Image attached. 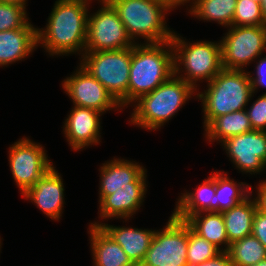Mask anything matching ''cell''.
<instances>
[{"instance_id":"cell-1","label":"cell","mask_w":266,"mask_h":266,"mask_svg":"<svg viewBox=\"0 0 266 266\" xmlns=\"http://www.w3.org/2000/svg\"><path fill=\"white\" fill-rule=\"evenodd\" d=\"M92 1L56 0L45 27H37V47H42L49 56H82Z\"/></svg>"},{"instance_id":"cell-2","label":"cell","mask_w":266,"mask_h":266,"mask_svg":"<svg viewBox=\"0 0 266 266\" xmlns=\"http://www.w3.org/2000/svg\"><path fill=\"white\" fill-rule=\"evenodd\" d=\"M197 91L173 74L154 91L142 95L131 108L129 123L148 131H157L191 99Z\"/></svg>"},{"instance_id":"cell-3","label":"cell","mask_w":266,"mask_h":266,"mask_svg":"<svg viewBox=\"0 0 266 266\" xmlns=\"http://www.w3.org/2000/svg\"><path fill=\"white\" fill-rule=\"evenodd\" d=\"M173 74L174 51L171 40L160 43H137L132 46L128 106L142 95L154 91Z\"/></svg>"},{"instance_id":"cell-4","label":"cell","mask_w":266,"mask_h":266,"mask_svg":"<svg viewBox=\"0 0 266 266\" xmlns=\"http://www.w3.org/2000/svg\"><path fill=\"white\" fill-rule=\"evenodd\" d=\"M204 87L196 96L202 105L204 129L216 117L244 110L255 94L247 70L222 69Z\"/></svg>"},{"instance_id":"cell-5","label":"cell","mask_w":266,"mask_h":266,"mask_svg":"<svg viewBox=\"0 0 266 266\" xmlns=\"http://www.w3.org/2000/svg\"><path fill=\"white\" fill-rule=\"evenodd\" d=\"M171 43L174 51V74L196 91L201 87L199 83L210 82L223 69L220 40L189 42L174 31Z\"/></svg>"},{"instance_id":"cell-6","label":"cell","mask_w":266,"mask_h":266,"mask_svg":"<svg viewBox=\"0 0 266 266\" xmlns=\"http://www.w3.org/2000/svg\"><path fill=\"white\" fill-rule=\"evenodd\" d=\"M117 11L135 44L170 41L174 30L167 25L170 10L153 0H107ZM172 29V30H171ZM138 40V41H137Z\"/></svg>"},{"instance_id":"cell-7","label":"cell","mask_w":266,"mask_h":266,"mask_svg":"<svg viewBox=\"0 0 266 266\" xmlns=\"http://www.w3.org/2000/svg\"><path fill=\"white\" fill-rule=\"evenodd\" d=\"M80 64L97 79L124 109L128 108V84L132 47L118 50L84 52Z\"/></svg>"},{"instance_id":"cell-8","label":"cell","mask_w":266,"mask_h":266,"mask_svg":"<svg viewBox=\"0 0 266 266\" xmlns=\"http://www.w3.org/2000/svg\"><path fill=\"white\" fill-rule=\"evenodd\" d=\"M227 29L220 39L223 69L246 71L266 51V25Z\"/></svg>"},{"instance_id":"cell-9","label":"cell","mask_w":266,"mask_h":266,"mask_svg":"<svg viewBox=\"0 0 266 266\" xmlns=\"http://www.w3.org/2000/svg\"><path fill=\"white\" fill-rule=\"evenodd\" d=\"M188 223L173 213L163 229L156 230L140 266H188Z\"/></svg>"},{"instance_id":"cell-10","label":"cell","mask_w":266,"mask_h":266,"mask_svg":"<svg viewBox=\"0 0 266 266\" xmlns=\"http://www.w3.org/2000/svg\"><path fill=\"white\" fill-rule=\"evenodd\" d=\"M101 7L88 13L87 41L84 52L130 48L135 45L117 11L107 0H96Z\"/></svg>"},{"instance_id":"cell-11","label":"cell","mask_w":266,"mask_h":266,"mask_svg":"<svg viewBox=\"0 0 266 266\" xmlns=\"http://www.w3.org/2000/svg\"><path fill=\"white\" fill-rule=\"evenodd\" d=\"M44 147L26 136L8 147L10 171L21 196L54 165Z\"/></svg>"},{"instance_id":"cell-12","label":"cell","mask_w":266,"mask_h":266,"mask_svg":"<svg viewBox=\"0 0 266 266\" xmlns=\"http://www.w3.org/2000/svg\"><path fill=\"white\" fill-rule=\"evenodd\" d=\"M61 82L62 90L73 102V106L92 108L103 114L108 111L110 113V110H123L107 89L80 64Z\"/></svg>"},{"instance_id":"cell-13","label":"cell","mask_w":266,"mask_h":266,"mask_svg":"<svg viewBox=\"0 0 266 266\" xmlns=\"http://www.w3.org/2000/svg\"><path fill=\"white\" fill-rule=\"evenodd\" d=\"M220 146L239 173H266V131L242 133L227 139Z\"/></svg>"},{"instance_id":"cell-14","label":"cell","mask_w":266,"mask_h":266,"mask_svg":"<svg viewBox=\"0 0 266 266\" xmlns=\"http://www.w3.org/2000/svg\"><path fill=\"white\" fill-rule=\"evenodd\" d=\"M101 165L98 202L121 187H148L147 169L139 162L114 157Z\"/></svg>"},{"instance_id":"cell-15","label":"cell","mask_w":266,"mask_h":266,"mask_svg":"<svg viewBox=\"0 0 266 266\" xmlns=\"http://www.w3.org/2000/svg\"><path fill=\"white\" fill-rule=\"evenodd\" d=\"M103 113L86 107L73 106L63 122V134L70 149L81 151L101 142Z\"/></svg>"},{"instance_id":"cell-16","label":"cell","mask_w":266,"mask_h":266,"mask_svg":"<svg viewBox=\"0 0 266 266\" xmlns=\"http://www.w3.org/2000/svg\"><path fill=\"white\" fill-rule=\"evenodd\" d=\"M64 184L61 173L53 165L22 197L34 203L49 219L59 221L64 212Z\"/></svg>"},{"instance_id":"cell-17","label":"cell","mask_w":266,"mask_h":266,"mask_svg":"<svg viewBox=\"0 0 266 266\" xmlns=\"http://www.w3.org/2000/svg\"><path fill=\"white\" fill-rule=\"evenodd\" d=\"M147 187H121L112 195L105 196L98 204V218L131 220L145 202ZM105 219V220H103ZM109 219V220H108Z\"/></svg>"},{"instance_id":"cell-18","label":"cell","mask_w":266,"mask_h":266,"mask_svg":"<svg viewBox=\"0 0 266 266\" xmlns=\"http://www.w3.org/2000/svg\"><path fill=\"white\" fill-rule=\"evenodd\" d=\"M31 23L19 29L0 31V68L25 60L38 48L37 27Z\"/></svg>"},{"instance_id":"cell-19","label":"cell","mask_w":266,"mask_h":266,"mask_svg":"<svg viewBox=\"0 0 266 266\" xmlns=\"http://www.w3.org/2000/svg\"><path fill=\"white\" fill-rule=\"evenodd\" d=\"M91 225L100 226L116 243H118L131 261L140 266L154 236L155 229H143L126 226H116L102 221L90 222Z\"/></svg>"},{"instance_id":"cell-20","label":"cell","mask_w":266,"mask_h":266,"mask_svg":"<svg viewBox=\"0 0 266 266\" xmlns=\"http://www.w3.org/2000/svg\"><path fill=\"white\" fill-rule=\"evenodd\" d=\"M192 191H183L175 203L172 213L181 220L199 212L215 211V171Z\"/></svg>"},{"instance_id":"cell-21","label":"cell","mask_w":266,"mask_h":266,"mask_svg":"<svg viewBox=\"0 0 266 266\" xmlns=\"http://www.w3.org/2000/svg\"><path fill=\"white\" fill-rule=\"evenodd\" d=\"M88 225L92 266H136L122 247L100 226Z\"/></svg>"},{"instance_id":"cell-22","label":"cell","mask_w":266,"mask_h":266,"mask_svg":"<svg viewBox=\"0 0 266 266\" xmlns=\"http://www.w3.org/2000/svg\"><path fill=\"white\" fill-rule=\"evenodd\" d=\"M186 222L200 237L217 246L221 251H227L230 243L227 238L222 213L204 211L191 215Z\"/></svg>"},{"instance_id":"cell-23","label":"cell","mask_w":266,"mask_h":266,"mask_svg":"<svg viewBox=\"0 0 266 266\" xmlns=\"http://www.w3.org/2000/svg\"><path fill=\"white\" fill-rule=\"evenodd\" d=\"M252 130L250 119L244 109L216 117L204 129L203 134L207 143L217 142L220 144L233 136Z\"/></svg>"},{"instance_id":"cell-24","label":"cell","mask_w":266,"mask_h":266,"mask_svg":"<svg viewBox=\"0 0 266 266\" xmlns=\"http://www.w3.org/2000/svg\"><path fill=\"white\" fill-rule=\"evenodd\" d=\"M187 3L186 10L191 17L214 21L226 29L232 26L237 0H188Z\"/></svg>"},{"instance_id":"cell-25","label":"cell","mask_w":266,"mask_h":266,"mask_svg":"<svg viewBox=\"0 0 266 266\" xmlns=\"http://www.w3.org/2000/svg\"><path fill=\"white\" fill-rule=\"evenodd\" d=\"M256 204L249 195L241 203L222 212L229 243L252 235Z\"/></svg>"},{"instance_id":"cell-26","label":"cell","mask_w":266,"mask_h":266,"mask_svg":"<svg viewBox=\"0 0 266 266\" xmlns=\"http://www.w3.org/2000/svg\"><path fill=\"white\" fill-rule=\"evenodd\" d=\"M223 170L215 171V211L224 212L241 203L250 195V185L237 182Z\"/></svg>"},{"instance_id":"cell-27","label":"cell","mask_w":266,"mask_h":266,"mask_svg":"<svg viewBox=\"0 0 266 266\" xmlns=\"http://www.w3.org/2000/svg\"><path fill=\"white\" fill-rule=\"evenodd\" d=\"M227 252L234 266H253L266 259V248L253 235L231 243Z\"/></svg>"},{"instance_id":"cell-28","label":"cell","mask_w":266,"mask_h":266,"mask_svg":"<svg viewBox=\"0 0 266 266\" xmlns=\"http://www.w3.org/2000/svg\"><path fill=\"white\" fill-rule=\"evenodd\" d=\"M222 252L217 246L196 234L188 225L187 263L194 266Z\"/></svg>"},{"instance_id":"cell-29","label":"cell","mask_w":266,"mask_h":266,"mask_svg":"<svg viewBox=\"0 0 266 266\" xmlns=\"http://www.w3.org/2000/svg\"><path fill=\"white\" fill-rule=\"evenodd\" d=\"M266 25L261 5L253 0H237L232 26Z\"/></svg>"},{"instance_id":"cell-30","label":"cell","mask_w":266,"mask_h":266,"mask_svg":"<svg viewBox=\"0 0 266 266\" xmlns=\"http://www.w3.org/2000/svg\"><path fill=\"white\" fill-rule=\"evenodd\" d=\"M30 21L26 7L0 2V31L19 29Z\"/></svg>"},{"instance_id":"cell-31","label":"cell","mask_w":266,"mask_h":266,"mask_svg":"<svg viewBox=\"0 0 266 266\" xmlns=\"http://www.w3.org/2000/svg\"><path fill=\"white\" fill-rule=\"evenodd\" d=\"M246 107L248 118L253 130L266 131V94H262Z\"/></svg>"},{"instance_id":"cell-32","label":"cell","mask_w":266,"mask_h":266,"mask_svg":"<svg viewBox=\"0 0 266 266\" xmlns=\"http://www.w3.org/2000/svg\"><path fill=\"white\" fill-rule=\"evenodd\" d=\"M257 60V61H256ZM254 61V72L253 71H248L250 80H251V84H252V91L255 93L258 92L259 88H266V55L264 54V56H260L258 57ZM263 94H266V92Z\"/></svg>"},{"instance_id":"cell-33","label":"cell","mask_w":266,"mask_h":266,"mask_svg":"<svg viewBox=\"0 0 266 266\" xmlns=\"http://www.w3.org/2000/svg\"><path fill=\"white\" fill-rule=\"evenodd\" d=\"M252 235L266 248V214L256 210L253 217Z\"/></svg>"},{"instance_id":"cell-34","label":"cell","mask_w":266,"mask_h":266,"mask_svg":"<svg viewBox=\"0 0 266 266\" xmlns=\"http://www.w3.org/2000/svg\"><path fill=\"white\" fill-rule=\"evenodd\" d=\"M250 196L256 204V210L266 214V179L259 181V184L257 183L255 188L250 185Z\"/></svg>"},{"instance_id":"cell-35","label":"cell","mask_w":266,"mask_h":266,"mask_svg":"<svg viewBox=\"0 0 266 266\" xmlns=\"http://www.w3.org/2000/svg\"><path fill=\"white\" fill-rule=\"evenodd\" d=\"M194 266H234L227 251H222L214 258Z\"/></svg>"},{"instance_id":"cell-36","label":"cell","mask_w":266,"mask_h":266,"mask_svg":"<svg viewBox=\"0 0 266 266\" xmlns=\"http://www.w3.org/2000/svg\"><path fill=\"white\" fill-rule=\"evenodd\" d=\"M158 3L163 4L165 7H167L170 11L176 10L180 6H187L188 0H153Z\"/></svg>"},{"instance_id":"cell-37","label":"cell","mask_w":266,"mask_h":266,"mask_svg":"<svg viewBox=\"0 0 266 266\" xmlns=\"http://www.w3.org/2000/svg\"><path fill=\"white\" fill-rule=\"evenodd\" d=\"M27 1L28 0H0V2L2 3L16 4V5L23 6V7L28 6L26 5L28 3Z\"/></svg>"},{"instance_id":"cell-38","label":"cell","mask_w":266,"mask_h":266,"mask_svg":"<svg viewBox=\"0 0 266 266\" xmlns=\"http://www.w3.org/2000/svg\"><path fill=\"white\" fill-rule=\"evenodd\" d=\"M261 5L262 14L266 23V0H263Z\"/></svg>"},{"instance_id":"cell-39","label":"cell","mask_w":266,"mask_h":266,"mask_svg":"<svg viewBox=\"0 0 266 266\" xmlns=\"http://www.w3.org/2000/svg\"><path fill=\"white\" fill-rule=\"evenodd\" d=\"M253 266H266V259L260 261L259 263L255 264Z\"/></svg>"},{"instance_id":"cell-40","label":"cell","mask_w":266,"mask_h":266,"mask_svg":"<svg viewBox=\"0 0 266 266\" xmlns=\"http://www.w3.org/2000/svg\"><path fill=\"white\" fill-rule=\"evenodd\" d=\"M1 240H3V238H1V235H0V252H1L2 245H3Z\"/></svg>"},{"instance_id":"cell-41","label":"cell","mask_w":266,"mask_h":266,"mask_svg":"<svg viewBox=\"0 0 266 266\" xmlns=\"http://www.w3.org/2000/svg\"><path fill=\"white\" fill-rule=\"evenodd\" d=\"M253 1H255V2L261 4L263 0H253Z\"/></svg>"}]
</instances>
